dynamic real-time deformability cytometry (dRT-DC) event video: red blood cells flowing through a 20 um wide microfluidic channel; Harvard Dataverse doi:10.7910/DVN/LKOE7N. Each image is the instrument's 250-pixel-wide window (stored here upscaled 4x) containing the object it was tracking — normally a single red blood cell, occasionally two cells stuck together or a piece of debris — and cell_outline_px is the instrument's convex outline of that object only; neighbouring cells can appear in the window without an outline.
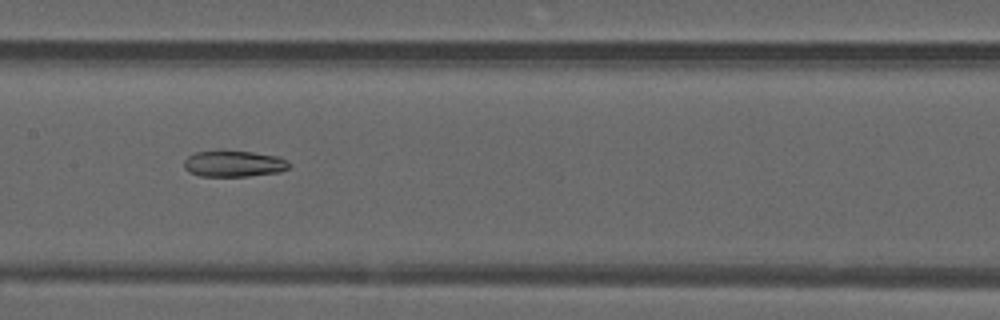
{"species": "common noctule bat (a hibernating species)", "species_latin": "Nyctalus noctula", "temperature_condition": "warm", "stored_images_in_passage": 52, "camera_frame_rate_fps": 3000, "um_per_image_px": 0.085, "animal": {"sex": "male", "forearm_length_mm": 52.5}, "frame": {"image": 1, "passage_image": 26, "time_ms": 8.333, "image_size_px": [1000, 320], "cell_outline_px": [[292, 164], [288, 168], [280, 172], [248, 176], [200, 176], [188, 172], [184, 168], [184, 160], [188, 156], [196, 152], [220, 148], [224, 148], [280, 156], [288, 160]], "centroid_in_image_um": [19.87, 13.87], "position_along_channel_um": 187.5, "area_um2": 16.82}}
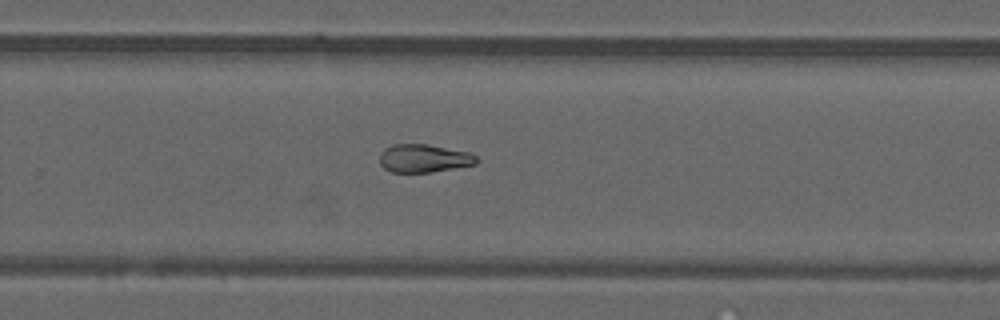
{"frame": {"image": 2, "passage_image": 34, "time_ms": 11.0, "image_size_px": [1000, 320], "cell_outline_px": [[480, 160], [476, 164], [428, 172], [392, 172], [384, 168], [380, 164], [380, 152], [384, 148], [392, 144], [428, 144], [468, 152], [476, 156]], "centroid_in_image_um": [36.01, 13.44], "position_along_channel_um": 293.8, "area_um2": 15.84}}
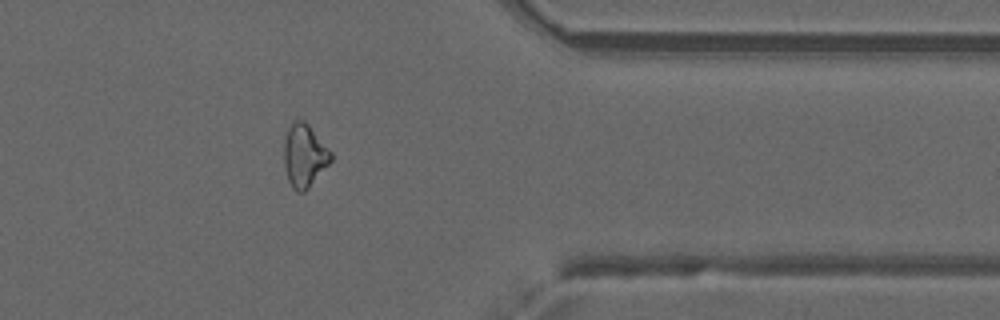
{"frame": {"image": 3, "passage_image": 42, "time_ms": 13.667, "image_size_px": [1000, 320], "cell_outline_px": [[332, 160], [308, 188], [304, 192], [296, 192], [292, 188], [288, 180], [284, 164], [284, 144], [288, 128], [292, 120], [296, 116], [304, 120], [308, 124], [332, 152]], "centroid_in_image_um": [25.86, 13.19], "position_along_channel_um": 385.5, "area_um2": 17.34}, "authors_computed_cell_mechanics": {"area_um2": 19.4497, "velocity_mm_per_s": 3.9998, "shape_relaxation_time_tau1_ms": null, "shape_relaxation_time_tau2_ms": 5.233, "deformation_change_tau1": null, "deformation_change_tau2": 0.14}}